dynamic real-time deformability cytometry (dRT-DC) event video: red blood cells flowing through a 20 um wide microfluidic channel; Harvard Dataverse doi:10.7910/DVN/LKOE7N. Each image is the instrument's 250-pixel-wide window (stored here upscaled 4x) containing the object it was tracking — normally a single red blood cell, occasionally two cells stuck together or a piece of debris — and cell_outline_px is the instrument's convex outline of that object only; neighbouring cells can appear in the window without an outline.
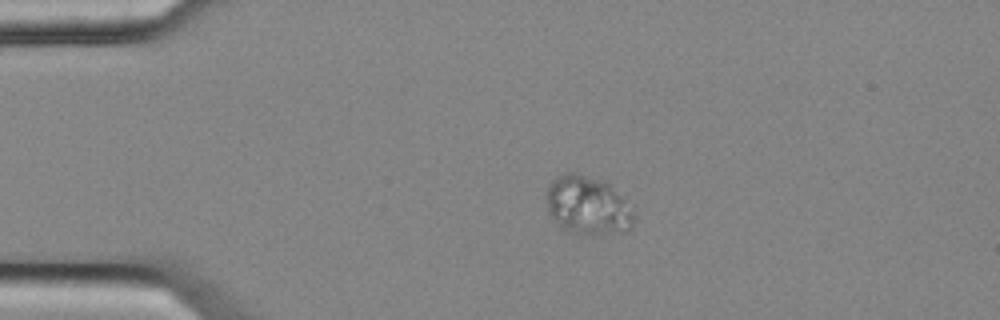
{"species": "common noctule bat (a hibernating species)", "species_latin": "Nyctalus noctula", "temperature_condition": "cold", "stored_images_in_passage": 14, "camera_frame_rate_fps": 3000, "um_per_image_px": 0.085, "animal": {"sex": "female", "body_mass_g": 25.1}, "frame": {"image": 1, "passage_image": 3, "time_ms": 0.667, "image_size_px": [1000, 320], "cell_outline_px": [[636, 216], [632, 228], [628, 232], [588, 236], [568, 232], [560, 228], [548, 212], [544, 196], [548, 184], [556, 176], [564, 172], [576, 172], [608, 180], [612, 184]], "centroid_in_image_um": [49.94, 17.46], "position_along_channel_um": 35.1, "area_um2": 31.27}}
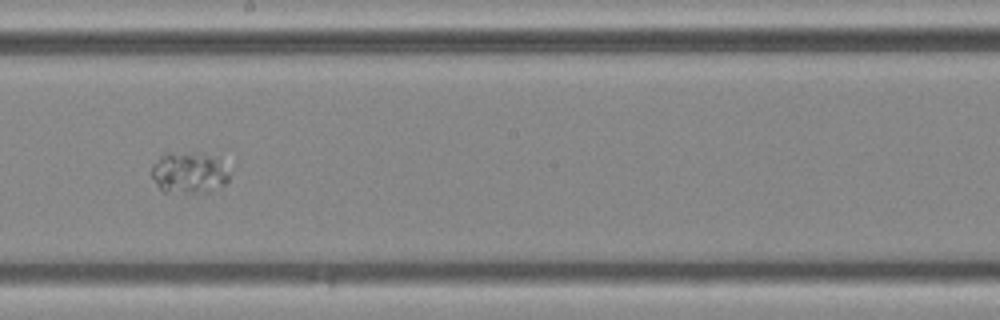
{"frame": {"image": 2, "passage_image": 8, "time_ms": 2.333, "image_size_px": [1000, 320], "cell_outline_px": [[228, 180], [224, 184], [208, 192], [164, 192], [156, 184], [152, 176], [152, 164], [160, 156], [168, 152], [204, 152], [216, 160], [228, 176]], "centroid_in_image_um": [15.97, 14.67], "position_along_channel_um": 232.2, "area_um2": 18.32}}
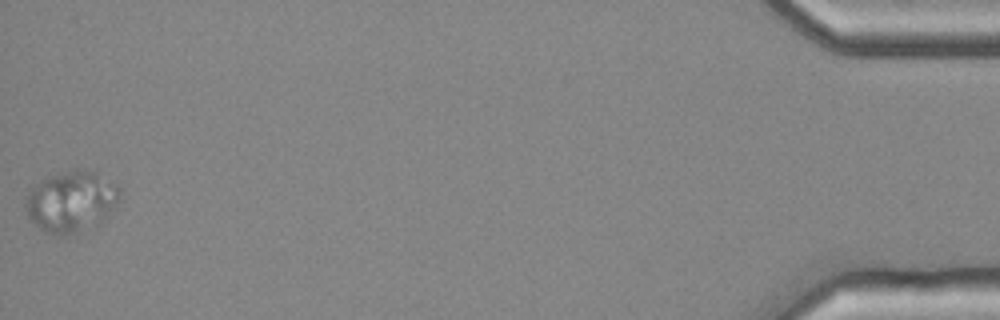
{"frame": {"image": 3, "passage_image": 14, "time_ms": 4.333, "image_size_px": [1000, 320], "cell_outline_px": [[120, 200], [116, 208], [100, 224], [64, 236], [56, 236], [44, 232], [28, 220], [24, 204], [28, 192], [40, 180], [72, 168], [76, 168], [96, 172], [116, 184], [120, 188]], "centroid_in_image_um": [6.06, 17.14], "position_along_channel_um": 429.1, "area_um2": 34.28}}